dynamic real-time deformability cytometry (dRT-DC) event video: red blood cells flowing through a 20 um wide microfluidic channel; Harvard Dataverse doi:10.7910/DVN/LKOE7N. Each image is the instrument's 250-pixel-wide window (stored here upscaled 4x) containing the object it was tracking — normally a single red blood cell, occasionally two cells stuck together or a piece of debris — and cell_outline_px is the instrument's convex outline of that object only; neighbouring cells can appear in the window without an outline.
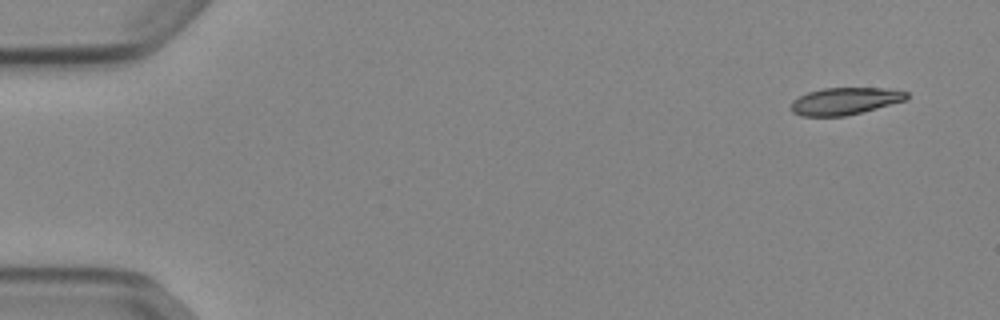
{"species": "Egyptian fruit bat (a non-hibernating species)", "species_latin": "Rousettus aegyptiacus", "temperature_condition": "cold", "stored_images_in_passage": 50, "camera_frame_rate_fps": 3000, "um_per_image_px": 0.085, "animal": {"sex": "female"}, "frame": {"image": 1, "passage_image": 1, "time_ms": 0.0, "image_size_px": [1000, 320], "cell_outline_px": [[908, 100], [844, 116], [800, 116], [792, 112], [792, 100], [808, 92], [824, 88], [884, 88], [908, 92]], "centroid_in_image_um": [71.83, 8.59], "position_along_channel_um": 13.2, "area_um2": 18.15}}
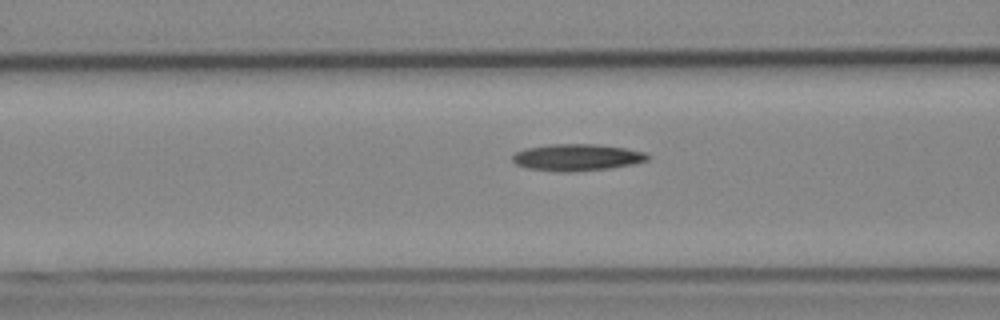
{"frame": {"image": 2, "passage_image": 19, "time_ms": 6.0, "image_size_px": [1000, 320], "cell_outline_px": [[652, 156], [648, 160], [632, 164], [612, 168], [572, 172], [556, 172], [528, 168], [516, 164], [512, 160], [512, 156], [516, 152], [524, 148], [548, 144], [596, 144], [624, 148], [644, 152]], "centroid_in_image_um": [49.03, 13.38], "position_along_channel_um": 117.6, "area_um2": 21.27}}
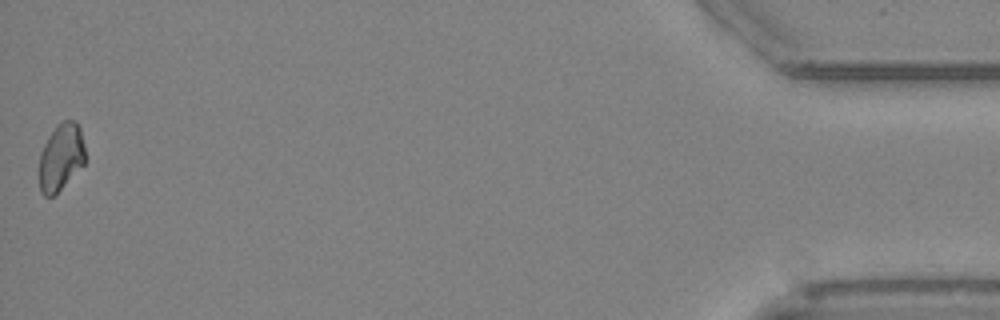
{"frame": {"image": 3, "passage_image": 50, "time_ms": 16.333, "image_size_px": [1000, 320], "cell_outline_px": [[84, 164], [52, 196], [44, 196], [40, 192], [40, 152], [48, 136], [56, 124], [64, 120], [72, 120], [80, 128], [84, 144]], "centroid_in_image_um": [5.17, 13.32], "position_along_channel_um": 430.0, "area_um2": 17.63}, "authors_computed_cell_mechanics": {"area_um2": 19.3052, "velocity_mm_per_s": 3.8867, "shape_relaxation_time_tau1_ms": 7.157, "shape_relaxation_time_tau2_ms": null, "deformation_change_tau1": 0.1393, "deformation_change_tau2": null}}